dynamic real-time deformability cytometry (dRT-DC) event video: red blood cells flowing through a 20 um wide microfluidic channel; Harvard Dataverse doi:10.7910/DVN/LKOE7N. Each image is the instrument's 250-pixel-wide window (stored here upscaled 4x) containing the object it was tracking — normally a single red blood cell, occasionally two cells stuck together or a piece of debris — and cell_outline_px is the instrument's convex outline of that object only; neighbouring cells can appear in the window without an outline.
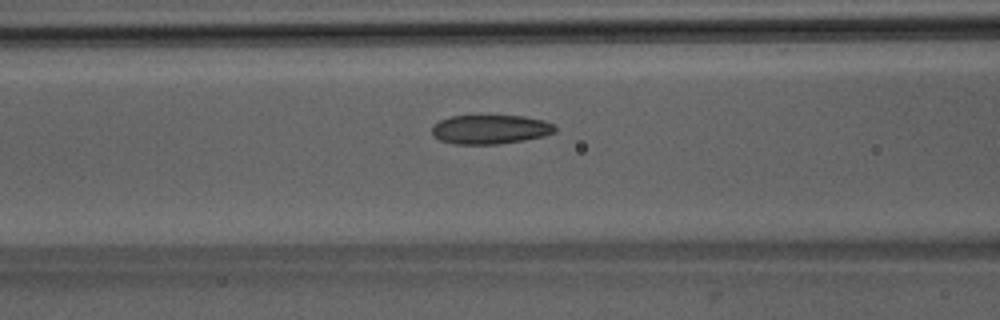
{"species": "Egyptian fruit bat (a non-hibernating species)", "species_latin": "Rousettus aegyptiacus", "temperature_condition": "room temperature", "stored_images_in_passage": 20, "camera_frame_rate_fps": 3000, "um_per_image_px": 0.085, "animal": {"sex": "male"}, "frame": {"image": 1, "passage_image": 17, "time_ms": 5.333, "image_size_px": [1000, 320], "cell_outline_px": [[556, 132], [544, 136], [524, 140], [496, 144], [452, 144], [440, 140], [432, 136], [432, 128], [440, 120], [452, 116], [476, 112], [524, 116], [544, 120], [556, 124]], "centroid_in_image_um": [41.68, 10.94], "position_along_channel_um": 124.9, "area_um2": 22.02}}